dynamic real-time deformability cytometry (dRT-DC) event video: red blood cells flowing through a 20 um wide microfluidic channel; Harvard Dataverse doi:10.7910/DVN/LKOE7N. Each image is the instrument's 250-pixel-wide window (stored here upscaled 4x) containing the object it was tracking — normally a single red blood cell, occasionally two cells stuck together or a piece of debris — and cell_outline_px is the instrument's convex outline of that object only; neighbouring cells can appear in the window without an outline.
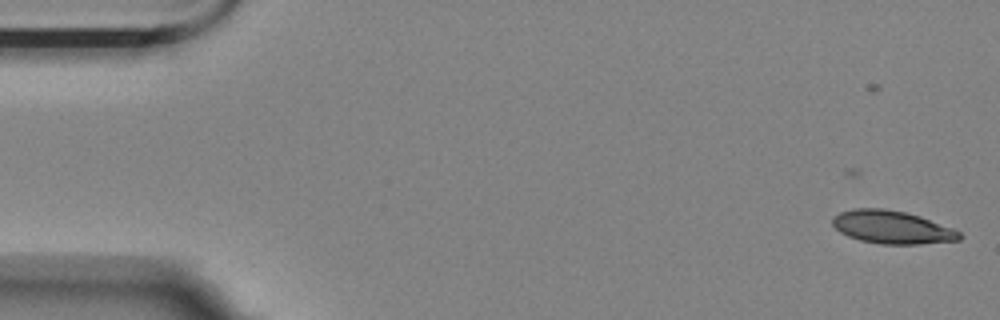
{"species": "Egyptian fruit bat (a non-hibernating species)", "species_latin": "Rousettus aegyptiacus", "temperature_condition": "room temperature", "stored_images_in_passage": 7, "segment_of_instrument_passage": [1, 2], "camera_frame_rate_fps": 3000, "um_per_image_px": 0.085, "animal": {"sex": "female"}, "frame": {"image": 1, "passage_image": 2, "time_ms": 0.333, "image_size_px": [1000, 320], "cell_outline_px": [[964, 236], [960, 240], [920, 244], [880, 244], [860, 240], [848, 236], [840, 232], [832, 224], [832, 220], [840, 212], [856, 208], [884, 208], [904, 212], [920, 216], [952, 228], [960, 232]], "centroid_in_image_um": [75.84, 19.32], "position_along_channel_um": 9.2, "area_um2": 24.33}}